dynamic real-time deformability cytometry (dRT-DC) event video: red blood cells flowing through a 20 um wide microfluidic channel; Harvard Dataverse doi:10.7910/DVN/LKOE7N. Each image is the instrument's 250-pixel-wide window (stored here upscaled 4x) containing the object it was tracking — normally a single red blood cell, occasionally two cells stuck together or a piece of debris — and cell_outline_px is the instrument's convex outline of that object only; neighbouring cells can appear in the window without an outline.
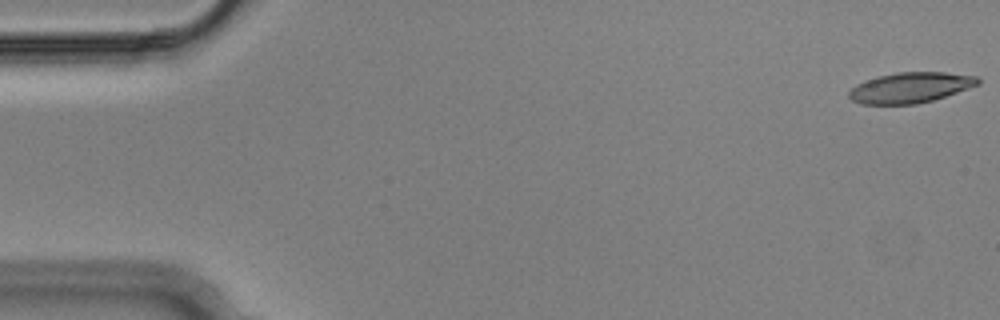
{"species": "Egyptian fruit bat (a non-hibernating species)", "species_latin": "Rousettus aegyptiacus", "temperature_condition": "cold", "stored_images_in_passage": 55, "camera_frame_rate_fps": 3000, "um_per_image_px": 0.085, "animal": {"sex": "male"}, "frame": {"image": 1, "passage_image": 1, "time_ms": 0.0, "image_size_px": [1000, 320], "cell_outline_px": [[980, 84], [932, 100], [916, 104], [860, 104], [852, 100], [848, 96], [848, 92], [856, 84], [880, 76], [896, 72], [944, 72], [976, 76], [980, 80]], "centroid_in_image_um": [77.37, 7.44], "position_along_channel_um": 7.6, "area_um2": 22.66}}
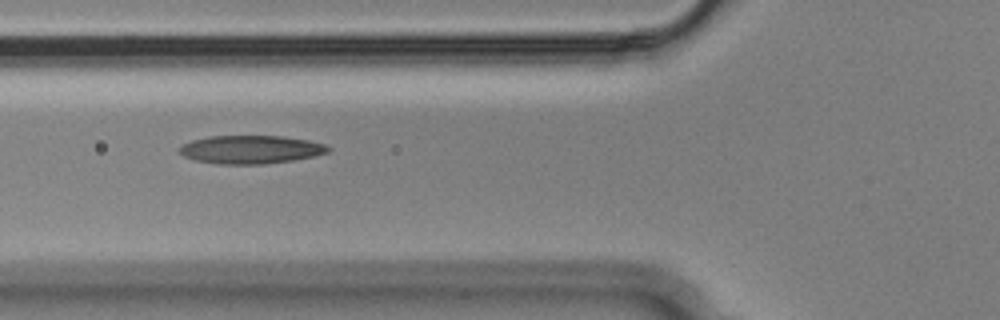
{"frame": {"image": 2, "passage_image": 20, "time_ms": 6.333, "image_size_px": [1000, 320], "cell_outline_px": [[332, 148], [328, 152], [312, 156], [292, 160], [264, 164], [216, 164], [196, 160], [184, 156], [180, 152], [180, 148], [184, 144], [192, 140], [208, 136], [280, 136], [308, 140], [324, 144]], "centroid_in_image_um": [21.31, 12.71], "position_along_channel_um": 104.5, "area_um2": 24.28}}
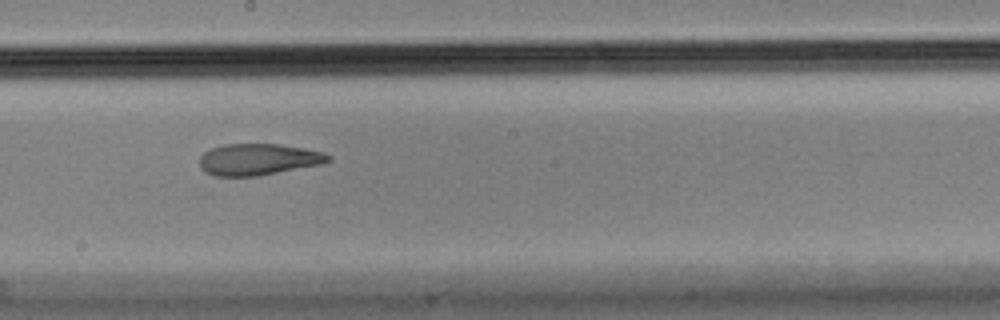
{"frame": {"image": 3, "passage_image": 30, "time_ms": 9.667, "image_size_px": [1000, 320], "cell_outline_px": [[332, 160], [324, 164], [256, 176], [216, 176], [204, 172], [200, 168], [200, 156], [204, 152], [212, 148], [224, 144], [280, 144], [304, 148], [324, 152], [332, 156]], "centroid_in_image_um": [21.99, 13.55], "position_along_channel_um": 226.2, "area_um2": 23.81}, "authors_computed_cell_mechanics": {"area_um2": 24.276, "velocity_mm_per_s": 3.6386, "shape_relaxation_time_tau1_ms": null, "shape_relaxation_time_tau2_ms": 3.6065, "deformation_change_tau1": null, "deformation_change_tau2": 0.1019}}